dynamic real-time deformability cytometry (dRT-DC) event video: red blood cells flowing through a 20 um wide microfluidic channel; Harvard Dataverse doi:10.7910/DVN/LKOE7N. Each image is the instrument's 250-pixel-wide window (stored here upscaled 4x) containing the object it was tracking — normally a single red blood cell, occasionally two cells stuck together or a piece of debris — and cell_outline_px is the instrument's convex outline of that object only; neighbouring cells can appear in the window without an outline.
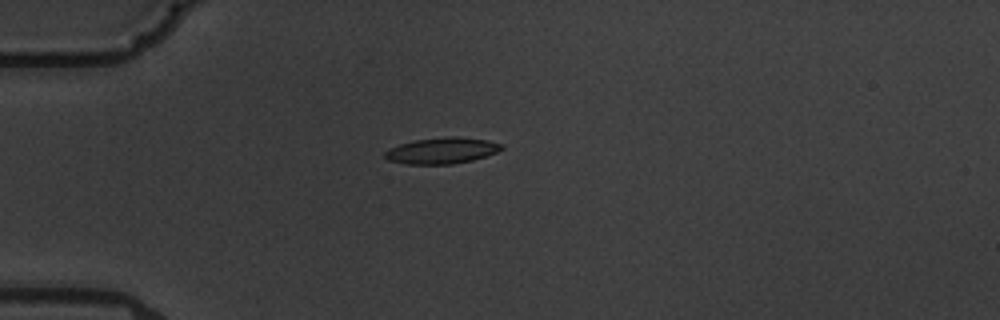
{"species": "common noctule bat (a hibernating species)", "species_latin": "Nyctalus noctula", "temperature_condition": "warm", "stored_images_in_passage": 3, "camera_frame_rate_fps": 3000, "um_per_image_px": 0.085, "animal": {"sex": "male", "body_mass_g": 19.5, "forearm_length_mm": 54.6}, "frame": {"image": 1, "passage_image": 1, "time_ms": 0.0, "image_size_px": [1000, 320], "cell_outline_px": [[504, 148], [496, 152], [472, 160], [452, 164], [408, 164], [388, 160], [384, 156], [384, 152], [388, 148], [400, 144], [416, 140], [448, 136], [452, 136], [488, 140], [504, 144]], "centroid_in_image_um": [37.56, 12.8], "position_along_channel_um": 47.4, "area_um2": 17.69}}
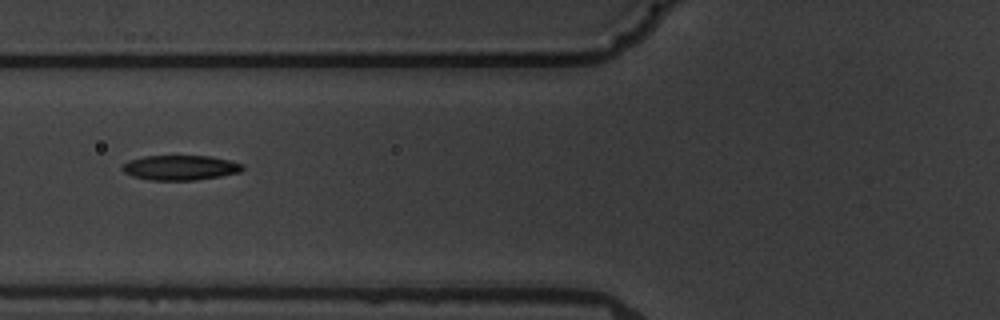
{"frame": {"image": 2, "passage_image": 3, "time_ms": 2.333, "image_size_px": [1000, 320], "cell_outline_px": [[244, 168], [240, 172], [220, 176], [196, 180], [148, 180], [132, 176], [124, 172], [120, 168], [128, 160], [144, 156], [212, 156], [244, 164]], "centroid_in_image_um": [15.31, 14.25], "position_along_channel_um": 110.5, "area_um2": 17.51}}